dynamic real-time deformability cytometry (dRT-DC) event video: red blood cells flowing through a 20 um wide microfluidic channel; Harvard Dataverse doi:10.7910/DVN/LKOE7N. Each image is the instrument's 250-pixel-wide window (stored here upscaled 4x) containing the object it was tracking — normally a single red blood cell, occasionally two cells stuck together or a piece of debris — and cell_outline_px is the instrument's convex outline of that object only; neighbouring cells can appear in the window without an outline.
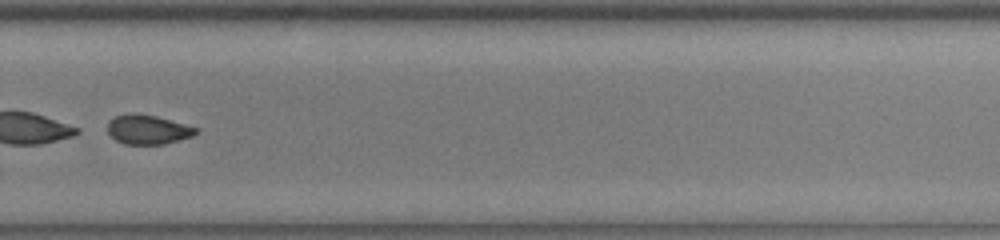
{"species": "common noctule bat (a hibernating species)", "species_latin": "Nyctalus noctula", "temperature_condition": "cold", "stored_images_in_passage": 42, "segment_of_instrument_passage": [2, 2], "camera_frame_rate_fps": 3000, "um_per_image_px": 0.085, "animal": {"sex": "male", "body_mass_g": 13.0, "forearm_length_mm": 53.1}, "frame": {"image": 1, "passage_image": 27, "time_ms": 8.667, "image_size_px": [1000, 240], "cell_outline_px": [[200, 132], [192, 136], [164, 144], [124, 144], [116, 140], [108, 132], [108, 120], [116, 116], [128, 112], [136, 112], [156, 116], [200, 128]], "centroid_in_image_um": [12.58, 10.99], "position_along_channel_um": 317.2, "area_um2": 15.32}}